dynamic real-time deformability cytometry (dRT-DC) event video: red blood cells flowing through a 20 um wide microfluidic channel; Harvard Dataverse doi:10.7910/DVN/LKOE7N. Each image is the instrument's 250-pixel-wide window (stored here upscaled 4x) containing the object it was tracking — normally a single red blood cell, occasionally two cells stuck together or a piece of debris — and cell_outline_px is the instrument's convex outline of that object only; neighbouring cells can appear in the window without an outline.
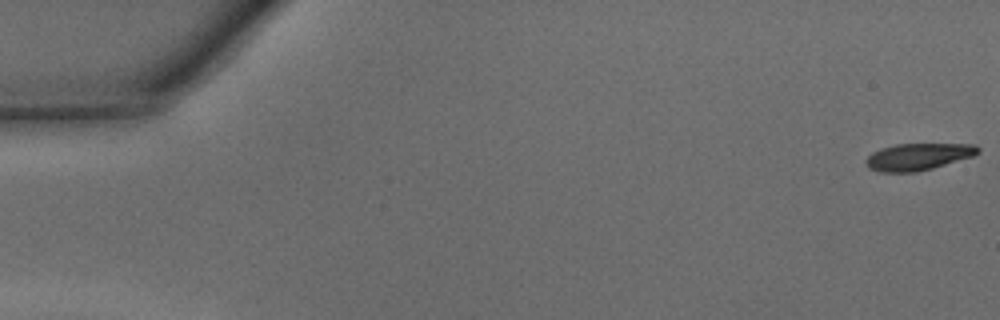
{"species": "common noctule bat (a hibernating species)", "species_latin": "Nyctalus noctula", "temperature_condition": "warm", "stored_images_in_passage": 39, "camera_frame_rate_fps": 3000, "um_per_image_px": 0.085, "animal": {"sex": "male", "body_mass_g": 15.6}, "frame": {"image": 1, "passage_image": 1, "time_ms": 0.0, "image_size_px": [1000, 320], "cell_outline_px": [[980, 152], [972, 156], [932, 168], [916, 172], [880, 172], [868, 168], [864, 160], [872, 152], [880, 148], [896, 144], [976, 144], [980, 148]], "centroid_in_image_um": [78.01, 13.31], "position_along_channel_um": 7.0, "area_um2": 17.57}}
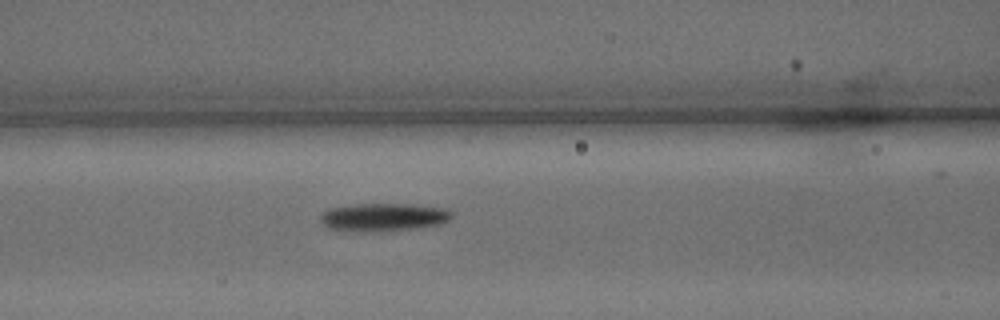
{"frame": {"image": 2, "passage_image": 20, "time_ms": 6.333, "image_size_px": [1000, 320], "cell_outline_px": [[452, 216], [448, 220], [440, 224], [416, 228], [388, 232], [344, 232], [328, 228], [320, 220], [320, 216], [324, 212], [332, 208], [356, 204], [412, 204], [444, 208], [452, 212]], "centroid_in_image_um": [32.57, 18.49], "position_along_channel_um": 134.0, "area_um2": 21.79}}
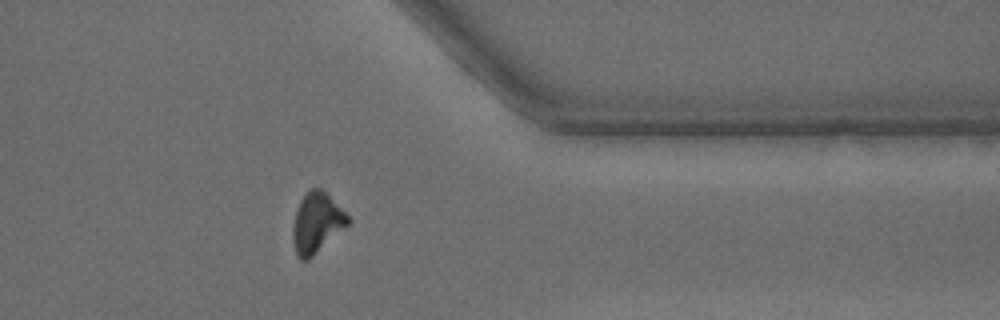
{"frame": {"image": 3, "passage_image": 38, "time_ms": 12.333, "image_size_px": [1000, 320], "cell_outline_px": [[352, 220], [348, 224], [308, 260], [300, 260], [296, 256], [292, 240], [292, 228], [296, 208], [300, 200], [312, 188], [320, 188], [328, 192]], "centroid_in_image_um": [26.9, 18.93], "position_along_channel_um": 384.5, "area_um2": 19.42}}